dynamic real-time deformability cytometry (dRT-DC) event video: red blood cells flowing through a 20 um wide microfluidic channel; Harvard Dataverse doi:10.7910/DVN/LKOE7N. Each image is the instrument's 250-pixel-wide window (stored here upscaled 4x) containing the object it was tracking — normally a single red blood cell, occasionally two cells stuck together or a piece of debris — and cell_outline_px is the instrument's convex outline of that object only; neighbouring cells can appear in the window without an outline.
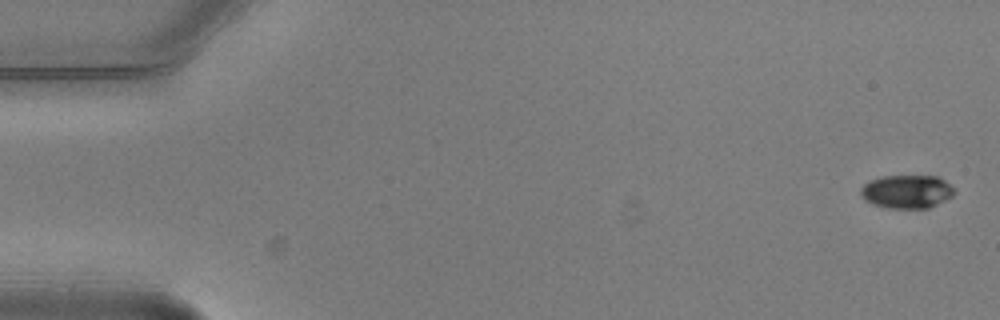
{"species": "common noctule bat (a hibernating species)", "species_latin": "Nyctalus noctula", "temperature_condition": "warm", "stored_images_in_passage": 10, "camera_frame_rate_fps": 3000, "um_per_image_px": 0.085, "animal": {"sex": "male", "body_mass_g": 20.5, "forearm_length_mm": 52.5}, "frame": {"image": 1, "passage_image": 1, "time_ms": 0.0, "image_size_px": [1000, 320], "cell_outline_px": [[956, 192], [952, 196], [928, 208], [888, 208], [872, 204], [864, 200], [860, 196], [860, 188], [868, 180], [884, 176], [936, 176], [944, 180], [956, 188]], "centroid_in_image_um": [77.06, 16.28], "position_along_channel_um": 7.9, "area_um2": 18.38}}
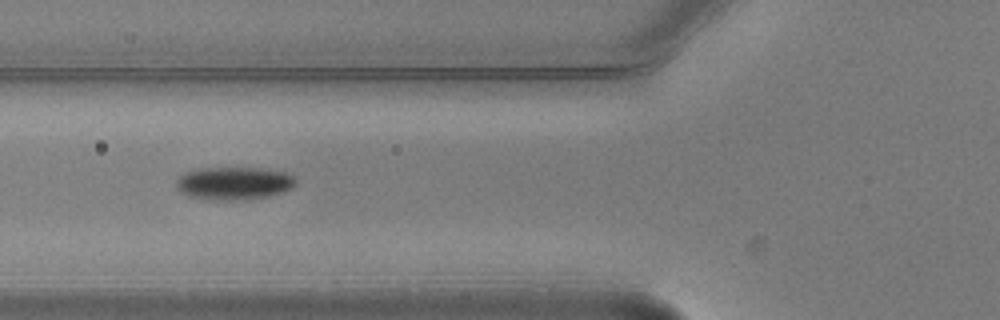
{"frame": {"image": 2, "passage_image": 6, "time_ms": 1.667, "image_size_px": [1000, 320], "cell_outline_px": [[296, 184], [292, 188], [268, 196], [252, 200], [204, 200], [188, 196], [180, 192], [176, 188], [176, 180], [184, 172], [200, 168], [260, 168], [284, 172], [292, 176], [296, 180]], "centroid_in_image_um": [19.84, 15.59], "position_along_channel_um": 106.0, "area_um2": 23.18}}
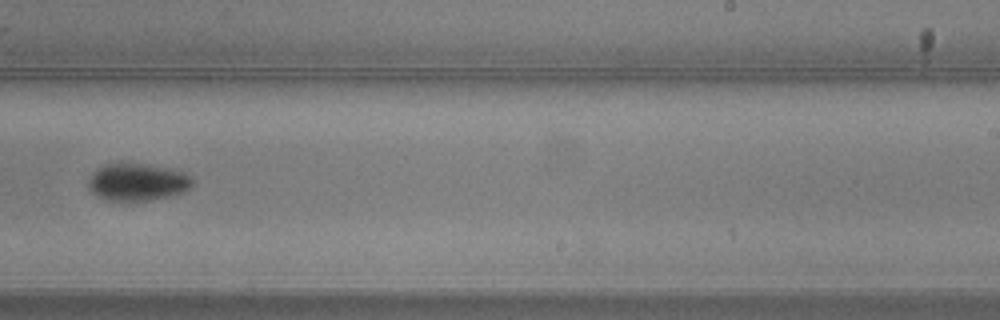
{"frame": {"image": 3, "passage_image": 10, "time_ms": 3.0, "image_size_px": [1000, 320], "cell_outline_px": [[192, 184], [184, 192], [172, 196], [152, 200], [104, 200], [96, 196], [88, 188], [88, 180], [92, 172], [96, 168], [104, 164], [136, 164], [164, 168], [184, 172], [192, 180]], "centroid_in_image_um": [11.62, 15.5], "position_along_channel_um": 277.4, "area_um2": 22.37}}